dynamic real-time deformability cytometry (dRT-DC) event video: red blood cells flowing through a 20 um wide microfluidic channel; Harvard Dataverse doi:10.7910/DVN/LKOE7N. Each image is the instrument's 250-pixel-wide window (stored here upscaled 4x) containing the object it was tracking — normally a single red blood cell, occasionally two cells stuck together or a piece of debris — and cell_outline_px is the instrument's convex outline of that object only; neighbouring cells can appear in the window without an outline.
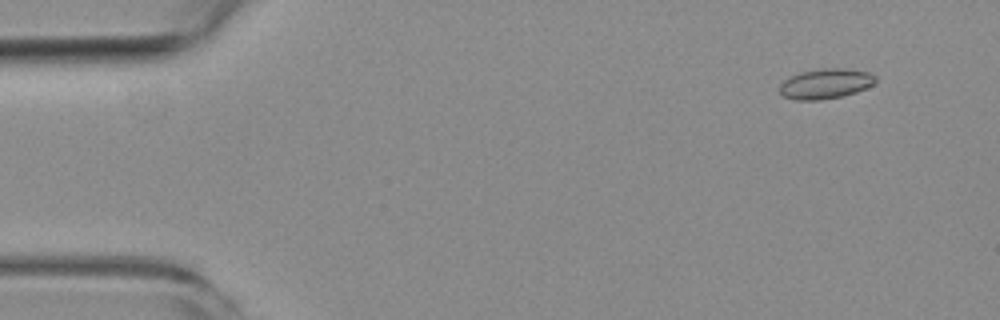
{"species": "common noctule bat (a hibernating species)", "species_latin": "Nyctalus noctula", "temperature_condition": "room temperature", "stored_images_in_passage": 4, "camera_frame_rate_fps": 3000, "um_per_image_px": 0.085, "animal": {"sex": "female", "body_mass_g": 19.3, "forearm_length_mm": 54.1}, "frame": {"image": 1, "passage_image": 1, "time_ms": 0.0, "image_size_px": [1000, 320], "cell_outline_px": [[876, 80], [872, 84], [856, 92], [840, 96], [820, 100], [796, 100], [784, 96], [780, 92], [780, 84], [784, 80], [800, 72], [820, 68], [844, 68], [868, 72], [876, 76]], "centroid_in_image_um": [70.16, 7.1], "position_along_channel_um": 14.8, "area_um2": 16.65}}
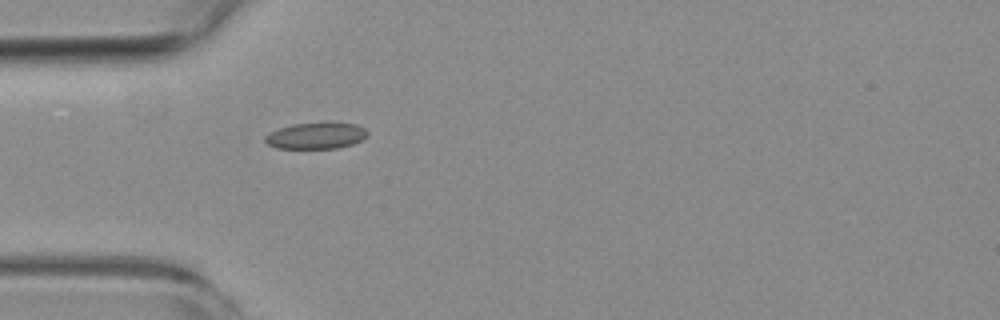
{"frame": {"image": 2, "passage_image": 4, "time_ms": 4.0, "image_size_px": [1000, 320], "cell_outline_px": [[368, 136], [352, 144], [336, 148], [276, 148], [268, 144], [264, 140], [264, 136], [268, 132], [292, 124], [328, 120], [356, 124], [364, 128], [368, 132]], "centroid_in_image_um": [26.87, 11.49], "position_along_channel_um": 58.1, "area_um2": 16.24}}